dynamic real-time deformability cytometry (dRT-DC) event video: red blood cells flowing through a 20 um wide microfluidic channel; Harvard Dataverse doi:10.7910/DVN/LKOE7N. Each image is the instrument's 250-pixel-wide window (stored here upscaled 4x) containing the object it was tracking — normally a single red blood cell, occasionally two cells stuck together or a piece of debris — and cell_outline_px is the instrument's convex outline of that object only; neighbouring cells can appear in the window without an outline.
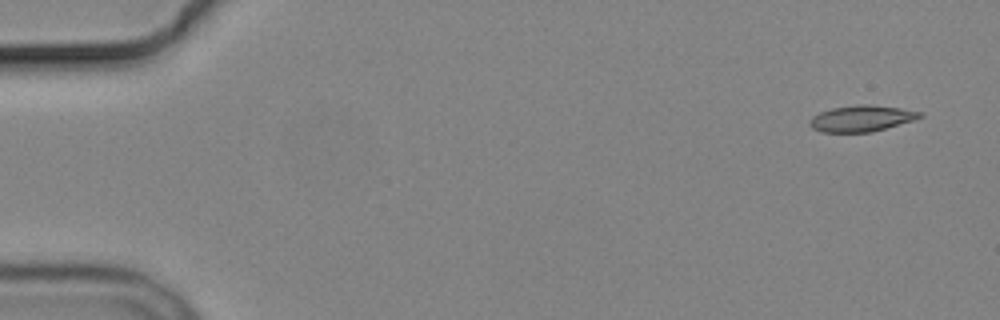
{"species": "common noctule bat (a hibernating species)", "species_latin": "Nyctalus noctula", "temperature_condition": "cold", "stored_images_in_passage": 5, "camera_frame_rate_fps": 3000, "um_per_image_px": 0.085, "animal": {"sex": "male", "body_mass_g": 19.2, "forearm_length_mm": 51.8}, "frame": {"image": 1, "passage_image": 1, "time_ms": 0.0, "image_size_px": [1000, 320], "cell_outline_px": [[924, 116], [912, 120], [872, 132], [824, 132], [812, 128], [808, 124], [808, 120], [812, 116], [820, 112], [832, 108], [856, 104], [872, 104], [900, 108], [924, 112]], "centroid_in_image_um": [73.21, 10.05], "position_along_channel_um": 11.8, "area_um2": 16.88}}
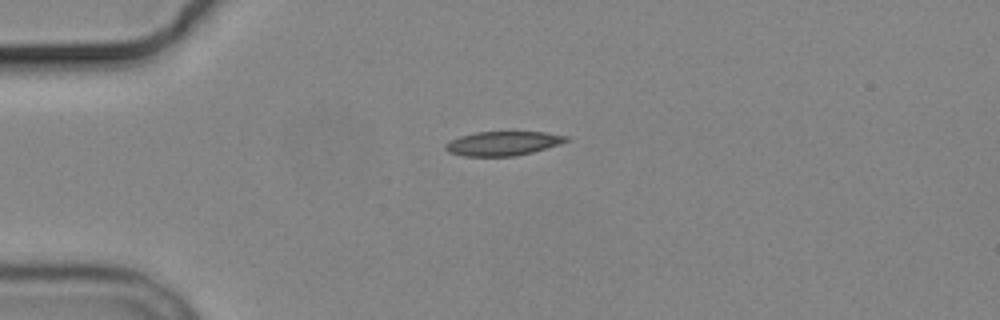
{"frame": {"image": 2, "passage_image": 4, "time_ms": 3.667, "image_size_px": [1000, 320], "cell_outline_px": [[572, 140], [560, 144], [532, 152], [516, 156], [464, 156], [448, 152], [444, 148], [444, 144], [460, 136], [476, 132], [544, 132], [568, 136]], "centroid_in_image_um": [42.77, 12.19], "position_along_channel_um": 42.2, "area_um2": 17.05}}